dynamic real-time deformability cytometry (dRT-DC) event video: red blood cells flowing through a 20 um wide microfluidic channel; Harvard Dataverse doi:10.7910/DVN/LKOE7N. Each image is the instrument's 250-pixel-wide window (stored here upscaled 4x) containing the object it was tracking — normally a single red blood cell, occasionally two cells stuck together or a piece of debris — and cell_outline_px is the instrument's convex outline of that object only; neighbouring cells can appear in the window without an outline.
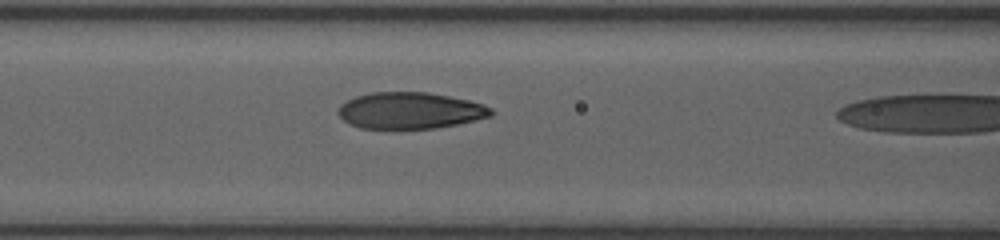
{"species": "human", "species_latin": "Homo sapiens", "temperature_condition": "room temperature", "stored_images_in_passage": 31, "camera_frame_rate_fps": 3000, "um_per_image_px": 0.085, "donor": {"sex": "female"}, "frame": {"image": 1, "passage_image": 20, "time_ms": 6.333, "image_size_px": [1000, 240], "cell_outline_px": [[496, 112], [492, 116], [476, 120], [436, 128], [360, 128], [344, 120], [336, 112], [340, 104], [356, 96], [372, 92], [428, 92], [468, 100], [484, 104], [492, 108]], "centroid_in_image_um": [34.88, 9.39], "position_along_channel_um": 131.7, "area_um2": 32.48}}
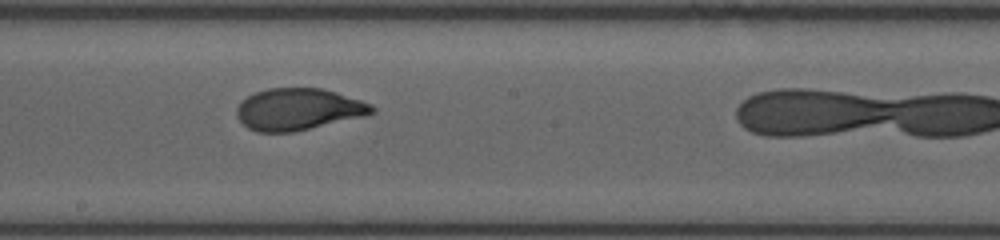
{"frame": {"image": 2, "passage_image": 27, "time_ms": 8.667, "image_size_px": [1000, 240], "cell_outline_px": [[376, 112], [364, 116], [292, 132], [256, 132], [248, 128], [236, 116], [236, 108], [240, 100], [256, 92], [268, 88], [320, 88], [336, 92], [372, 104], [376, 108]], "centroid_in_image_um": [25.34, 9.28], "position_along_channel_um": 222.9, "area_um2": 32.89}}
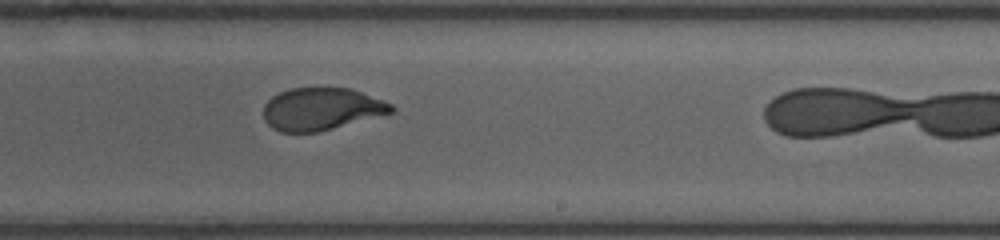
{"frame": {"image": 3, "passage_image": 30, "time_ms": 9.667, "image_size_px": [1000, 240], "cell_outline_px": [[396, 112], [320, 132], [280, 132], [272, 128], [264, 120], [264, 104], [272, 96], [280, 92], [292, 88], [352, 88], [384, 100], [392, 104], [396, 108]], "centroid_in_image_um": [27.36, 9.27], "position_along_channel_um": 261.6, "area_um2": 31.96}}